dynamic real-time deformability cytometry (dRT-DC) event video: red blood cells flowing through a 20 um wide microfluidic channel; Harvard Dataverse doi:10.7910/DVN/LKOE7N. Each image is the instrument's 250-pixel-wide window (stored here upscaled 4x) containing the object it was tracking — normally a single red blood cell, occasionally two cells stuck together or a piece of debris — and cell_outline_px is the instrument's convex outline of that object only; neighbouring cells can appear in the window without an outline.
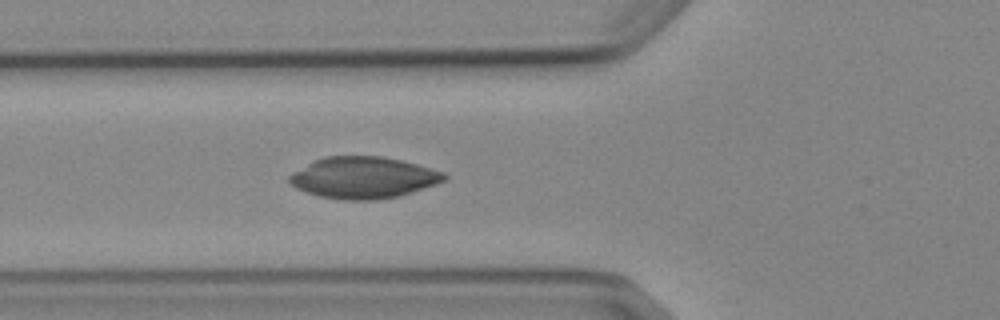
{"species": "Egyptian fruit bat (a non-hibernating species)", "species_latin": "Rousettus aegyptiacus", "temperature_condition": "cold", "stored_images_in_passage": 5, "camera_frame_rate_fps": 3000, "um_per_image_px": 0.085, "animal": {"sex": "female"}, "frame": {"image": 1, "passage_image": 5, "time_ms": 4.667, "image_size_px": [1000, 320], "cell_outline_px": [[448, 180], [400, 196], [380, 200], [344, 200], [320, 196], [304, 192], [296, 188], [288, 180], [288, 176], [292, 172], [324, 156], [380, 156], [400, 160], [416, 164], [444, 172], [448, 176]], "centroid_in_image_um": [30.9, 15.11], "position_along_channel_um": 94.9, "area_um2": 37.57}}